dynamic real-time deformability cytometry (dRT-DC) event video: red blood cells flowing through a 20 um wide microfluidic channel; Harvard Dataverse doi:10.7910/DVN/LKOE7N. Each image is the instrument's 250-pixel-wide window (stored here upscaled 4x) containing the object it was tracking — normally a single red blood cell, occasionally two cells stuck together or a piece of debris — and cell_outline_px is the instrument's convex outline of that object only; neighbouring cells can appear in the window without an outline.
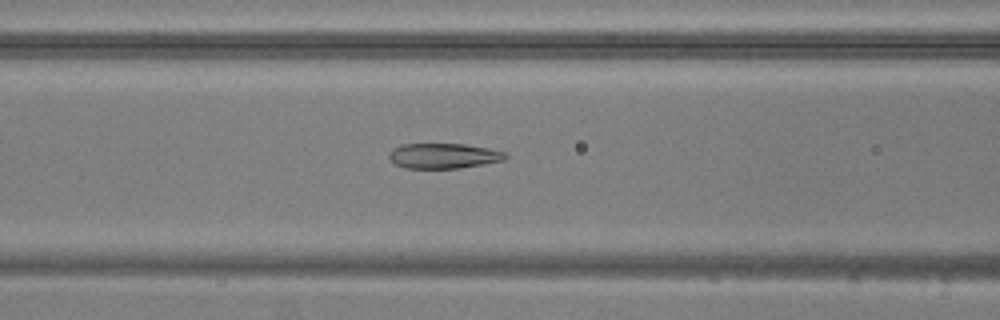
{"species": "common noctule bat (a hibernating species)", "species_latin": "Nyctalus noctula", "temperature_condition": "warm", "stored_images_in_passage": 53, "camera_frame_rate_fps": 3000, "um_per_image_px": 0.085, "animal": {"sex": "male", "body_mass_g": 20.5, "forearm_length_mm": 52.5}, "frame": {"image": 1, "passage_image": 21, "time_ms": 6.667, "image_size_px": [1000, 320], "cell_outline_px": [[508, 156], [504, 160], [484, 164], [460, 168], [404, 168], [396, 164], [388, 156], [388, 152], [392, 148], [400, 144], [464, 144], [488, 148], [508, 152]], "centroid_in_image_um": [37.71, 13.24], "position_along_channel_um": 128.9, "area_um2": 17.22}}
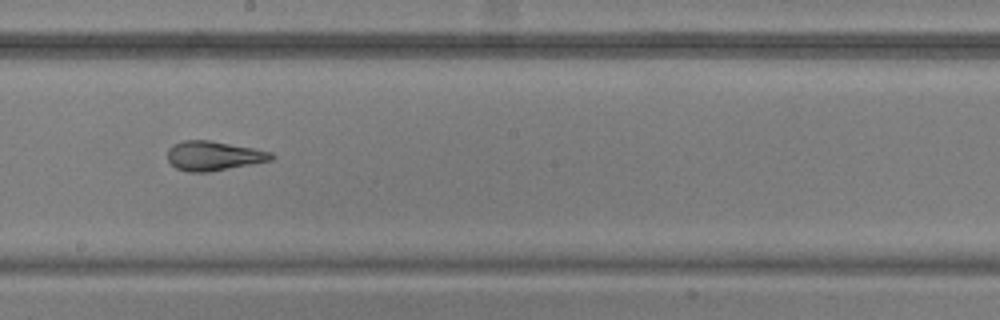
{"frame": {"image": 2, "passage_image": 29, "time_ms": 9.333, "image_size_px": [1000, 320], "cell_outline_px": [[276, 156], [272, 160], [252, 164], [208, 172], [188, 172], [176, 168], [168, 160], [168, 148], [172, 144], [184, 140], [208, 140], [252, 148], [272, 152]], "centroid_in_image_um": [18.15, 13.24], "position_along_channel_um": 230.1, "area_um2": 17.74}}
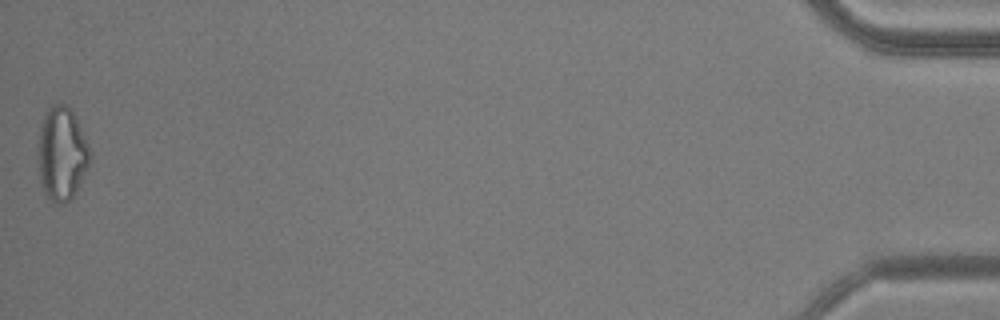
{"frame": {"image": 3, "passage_image": 53, "time_ms": 17.333, "image_size_px": [1000, 320], "cell_outline_px": [[92, 156], [76, 192], [64, 204], [56, 204], [44, 192], [40, 180], [36, 152], [40, 124], [48, 108], [52, 104], [64, 104], [72, 112], [76, 120]], "centroid_in_image_um": [5.2, 13.08], "position_along_channel_um": 430.0, "area_um2": 28.09}, "authors_computed_cell_mechanics": {"area_um2": 20.6924, "velocity_mm_per_s": 3.8007, "shape_relaxation_time_tau1_ms": 9.6101, "shape_relaxation_time_tau2_ms": 2.6563, "deformation_change_tau1": 0.2615, "deformation_change_tau2": 0.1001}}